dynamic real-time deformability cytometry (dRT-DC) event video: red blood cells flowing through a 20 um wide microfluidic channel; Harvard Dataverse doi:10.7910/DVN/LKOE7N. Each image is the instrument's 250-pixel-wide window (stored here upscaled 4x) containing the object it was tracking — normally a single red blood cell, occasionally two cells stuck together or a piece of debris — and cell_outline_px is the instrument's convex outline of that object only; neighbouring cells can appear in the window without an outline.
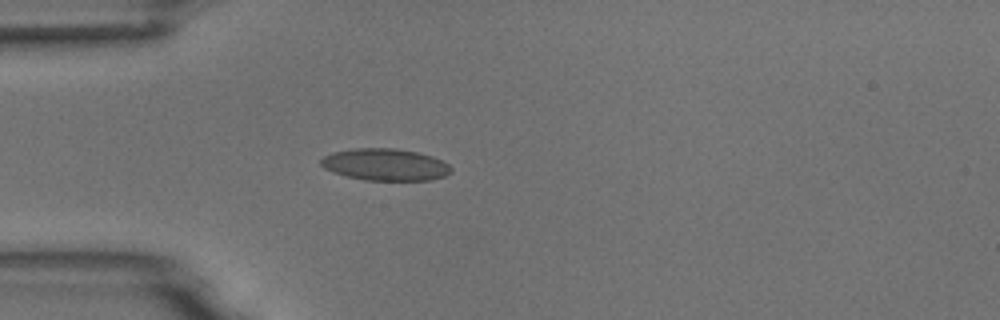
{"species": "common noctule bat (a hibernating species)", "species_latin": "Nyctalus noctula", "temperature_condition": "room temperature", "stored_images_in_passage": 5, "camera_frame_rate_fps": 3000, "um_per_image_px": 0.085, "animal": {"sex": "male", "body_mass_g": 18.8}, "frame": {"image": 1, "passage_image": 5, "time_ms": 4.667, "image_size_px": [1000, 320], "cell_outline_px": [[452, 172], [444, 176], [432, 180], [364, 180], [332, 172], [324, 168], [320, 164], [320, 160], [324, 156], [332, 152], [352, 148], [396, 148], [416, 152], [432, 156], [448, 164], [452, 168]], "centroid_in_image_um": [32.73, 13.99], "position_along_channel_um": 52.3, "area_um2": 24.28}}